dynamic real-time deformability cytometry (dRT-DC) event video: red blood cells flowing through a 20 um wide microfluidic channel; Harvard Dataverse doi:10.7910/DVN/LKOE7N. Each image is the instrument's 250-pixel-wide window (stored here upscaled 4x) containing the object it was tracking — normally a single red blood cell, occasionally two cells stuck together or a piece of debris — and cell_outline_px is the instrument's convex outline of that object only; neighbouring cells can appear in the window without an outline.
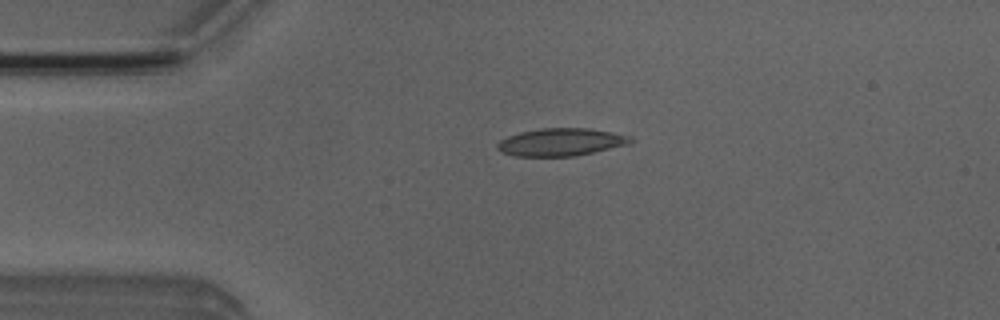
{"species": "Egyptian fruit bat (a non-hibernating species)", "species_latin": "Rousettus aegyptiacus", "temperature_condition": "room temperature", "stored_images_in_passage": 14, "camera_frame_rate_fps": 3000, "um_per_image_px": 0.085, "animal": {"sex": "male"}, "frame": {"image": 1, "passage_image": 11, "time_ms": 3.333, "image_size_px": [1000, 320], "cell_outline_px": [[636, 140], [632, 144], [572, 156], [516, 156], [500, 152], [496, 148], [496, 144], [500, 140], [508, 136], [520, 132], [540, 128], [588, 128], [612, 132], [632, 136]], "centroid_in_image_um": [47.71, 12.07], "position_along_channel_um": 37.3, "area_um2": 21.62}}